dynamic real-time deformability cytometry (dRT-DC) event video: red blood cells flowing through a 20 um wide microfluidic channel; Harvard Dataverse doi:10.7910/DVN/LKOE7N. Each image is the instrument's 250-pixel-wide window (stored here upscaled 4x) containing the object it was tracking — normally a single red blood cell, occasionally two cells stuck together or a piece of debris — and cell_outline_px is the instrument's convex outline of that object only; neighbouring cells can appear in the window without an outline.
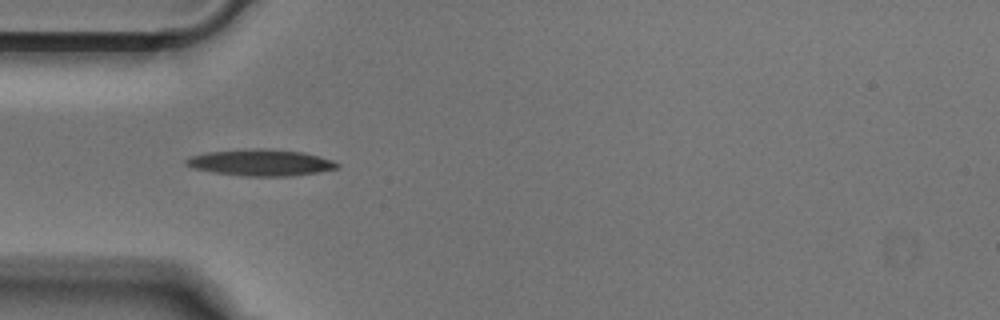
{"species": "Egyptian fruit bat (a non-hibernating species)", "species_latin": "Rousettus aegyptiacus", "temperature_condition": "cold", "stored_images_in_passage": 37, "camera_frame_rate_fps": 3000, "um_per_image_px": 0.085, "animal": {"sex": "male"}, "frame": {"image": 1, "passage_image": 1, "time_ms": 0.0, "image_size_px": [1000, 320], "cell_outline_px": [[340, 168], [320, 172], [288, 176], [244, 176], [216, 172], [192, 168], [184, 164], [184, 160], [192, 156], [208, 152], [256, 148], [264, 148], [304, 152], [332, 160], [340, 164]], "centroid_in_image_um": [22.2, 13.82], "position_along_channel_um": 62.8, "area_um2": 23.24}}
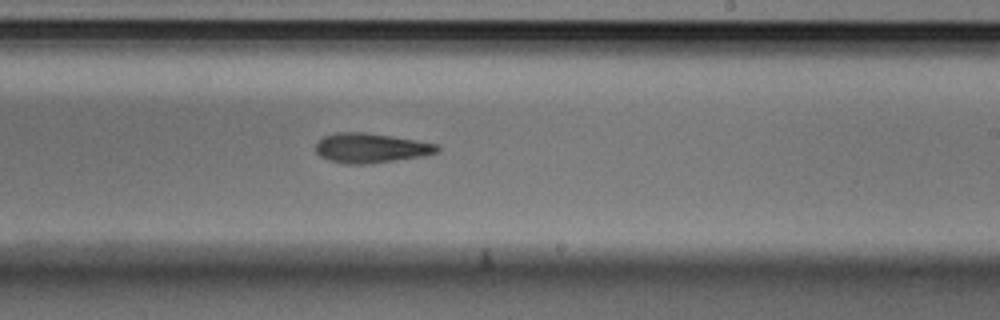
{"frame": {"image": 2, "passage_image": 16, "time_ms": 5.0, "image_size_px": [1000, 320], "cell_outline_px": [[440, 148], [436, 152], [424, 156], [372, 164], [344, 164], [328, 160], [320, 156], [316, 152], [316, 144], [324, 136], [336, 132], [368, 132], [416, 140], [436, 144]], "centroid_in_image_um": [31.5, 12.59], "position_along_channel_um": 257.5, "area_um2": 21.15}}
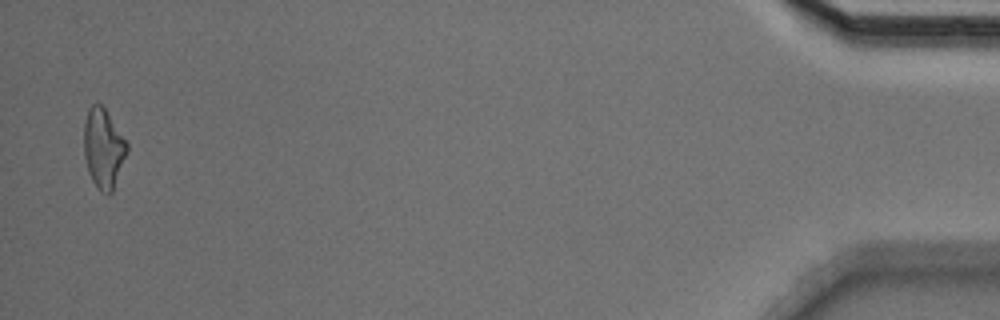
{"frame": {"image": 3, "passage_image": 36, "time_ms": 11.667, "image_size_px": [1000, 320], "cell_outline_px": [[128, 152], [112, 192], [108, 196], [100, 192], [92, 180], [88, 172], [84, 156], [84, 124], [88, 108], [92, 104], [100, 104], [104, 108], [128, 144]], "centroid_in_image_um": [8.78, 12.65], "position_along_channel_um": 426.4, "area_um2": 19.94}}